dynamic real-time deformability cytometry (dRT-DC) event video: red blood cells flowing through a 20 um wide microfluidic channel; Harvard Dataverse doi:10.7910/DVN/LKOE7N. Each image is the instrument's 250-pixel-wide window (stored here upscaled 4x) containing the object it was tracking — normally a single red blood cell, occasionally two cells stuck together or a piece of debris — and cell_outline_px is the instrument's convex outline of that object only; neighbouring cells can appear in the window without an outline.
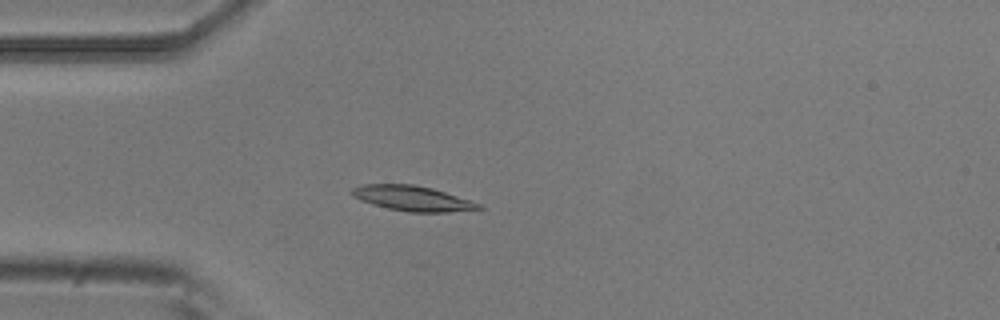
{"species": "common noctule bat (a hibernating species)", "species_latin": "Nyctalus noctula", "temperature_condition": "room temperature", "stored_images_in_passage": 3, "camera_frame_rate_fps": 3000, "um_per_image_px": 0.085, "animal": {"sex": "male", "body_mass_g": 20.5, "forearm_length_mm": 52.5}, "frame": {"image": 1, "passage_image": 3, "time_ms": 0.667, "image_size_px": [1000, 320], "cell_outline_px": [[484, 208], [448, 212], [408, 212], [388, 208], [372, 204], [360, 200], [352, 196], [352, 188], [360, 184], [412, 184], [432, 188], [480, 204]], "centroid_in_image_um": [35.0, 16.86], "position_along_channel_um": 50.0, "area_um2": 18.32}}